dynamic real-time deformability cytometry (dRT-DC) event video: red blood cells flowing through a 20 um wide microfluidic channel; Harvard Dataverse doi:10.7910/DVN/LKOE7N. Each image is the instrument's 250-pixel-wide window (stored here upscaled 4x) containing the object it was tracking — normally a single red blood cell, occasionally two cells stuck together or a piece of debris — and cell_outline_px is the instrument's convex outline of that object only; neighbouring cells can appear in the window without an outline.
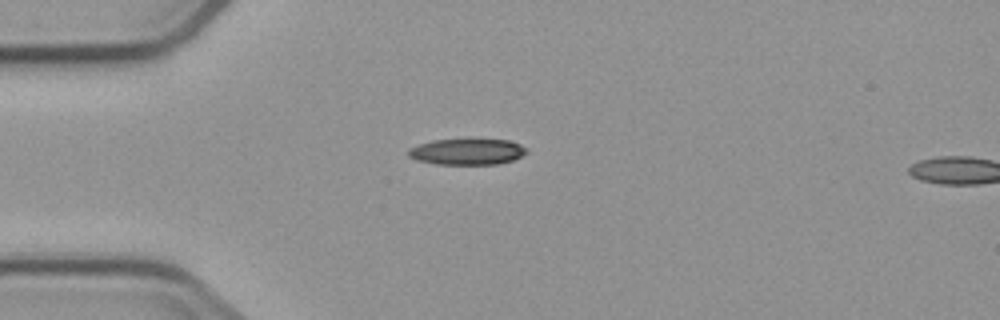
{"species": "common noctule bat (a hibernating species)", "species_latin": "Nyctalus noctula", "temperature_condition": "cold", "stored_images_in_passage": 2, "camera_frame_rate_fps": 3000, "um_per_image_px": 0.085, "animal": {"sex": "male", "body_mass_g": 23.1, "forearm_length_mm": 52.7}, "frame": {"image": 1, "passage_image": 1, "time_ms": 0.0, "image_size_px": [1000, 320], "cell_outline_px": [[528, 152], [512, 160], [496, 164], [436, 164], [416, 160], [408, 156], [408, 152], [412, 148], [420, 144], [432, 140], [508, 140], [520, 144]], "centroid_in_image_um": [39.7, 12.9], "position_along_channel_um": 45.3, "area_um2": 17.57}}